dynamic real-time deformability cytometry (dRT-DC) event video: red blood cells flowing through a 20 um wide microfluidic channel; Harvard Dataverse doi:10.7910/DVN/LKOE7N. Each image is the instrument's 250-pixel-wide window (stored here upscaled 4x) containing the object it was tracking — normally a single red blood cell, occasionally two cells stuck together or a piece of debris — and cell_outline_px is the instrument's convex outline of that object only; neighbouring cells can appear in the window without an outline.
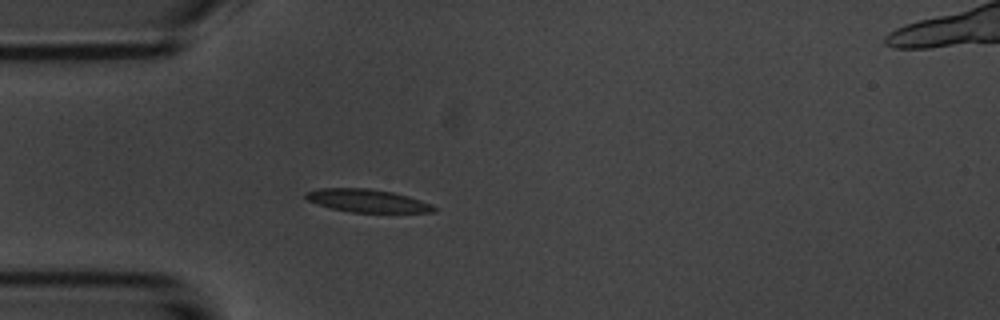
{"species": "common noctule bat (a hibernating species)", "species_latin": "Nyctalus noctula", "temperature_condition": "room temperature", "stored_images_in_passage": 40, "camera_frame_rate_fps": 3000, "um_per_image_px": 0.085, "animal": {"sex": "male", "body_mass_g": 20.1, "forearm_length_mm": 53.5}, "frame": {"image": 1, "passage_image": 1, "time_ms": 0.0, "image_size_px": [1000, 320], "cell_outline_px": [[436, 212], [352, 212], [332, 208], [308, 200], [304, 196], [304, 192], [320, 188], [368, 188], [392, 192], [408, 196], [432, 204], [436, 208]], "centroid_in_image_um": [31.22, 17.05], "position_along_channel_um": 53.8, "area_um2": 16.94}}
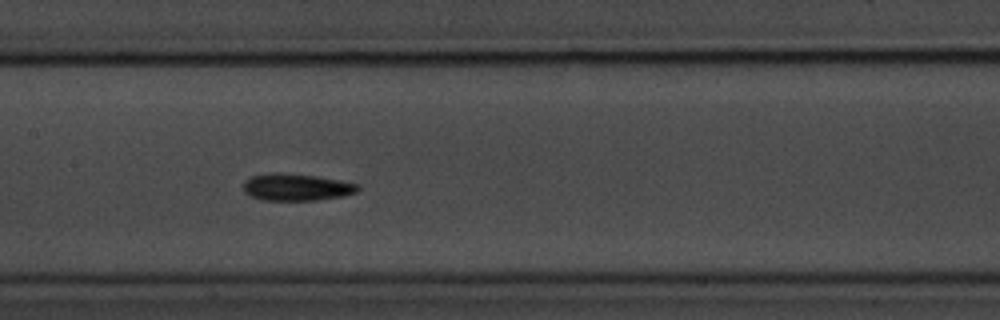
{"frame": {"image": 2, "passage_image": 12, "time_ms": 3.667, "image_size_px": [1000, 320], "cell_outline_px": [[360, 188], [356, 192], [344, 196], [316, 200], [264, 200], [252, 196], [244, 192], [244, 180], [252, 176], [272, 172], [280, 172], [316, 176], [340, 180], [360, 184]], "centroid_in_image_um": [25.22, 15.9], "position_along_channel_um": 182.2, "area_um2": 18.09}}
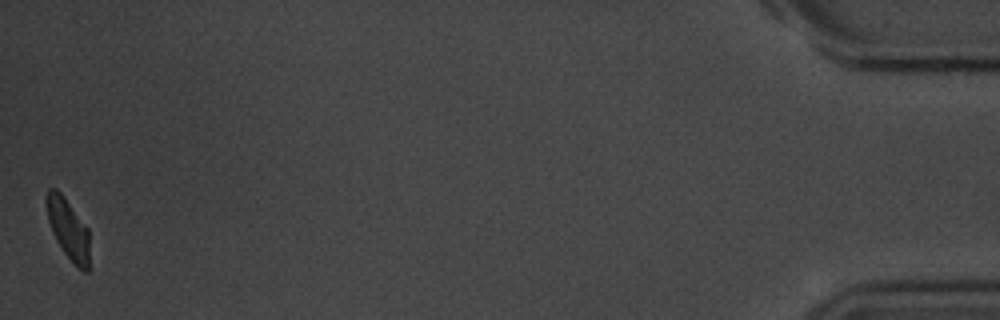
{"frame": {"image": 3, "passage_image": 40, "time_ms": 13.0, "image_size_px": [1000, 320], "cell_outline_px": [[88, 272], [84, 272], [60, 248], [52, 232], [48, 220], [44, 200], [48, 188], [56, 188], [60, 192], [88, 228]], "centroid_in_image_um": [5.74, 19.4], "position_along_channel_um": 429.5, "area_um2": 14.97}, "authors_computed_cell_mechanics": {"area_um2": 17.1088, "velocity_mm_per_s": 3.6705, "shape_relaxation_time_tau1_ms": 3.6946, "shape_relaxation_time_tau2_ms": 4.7727, "deformation_change_tau1": 0.1136, "deformation_change_tau2": 0.0865}}